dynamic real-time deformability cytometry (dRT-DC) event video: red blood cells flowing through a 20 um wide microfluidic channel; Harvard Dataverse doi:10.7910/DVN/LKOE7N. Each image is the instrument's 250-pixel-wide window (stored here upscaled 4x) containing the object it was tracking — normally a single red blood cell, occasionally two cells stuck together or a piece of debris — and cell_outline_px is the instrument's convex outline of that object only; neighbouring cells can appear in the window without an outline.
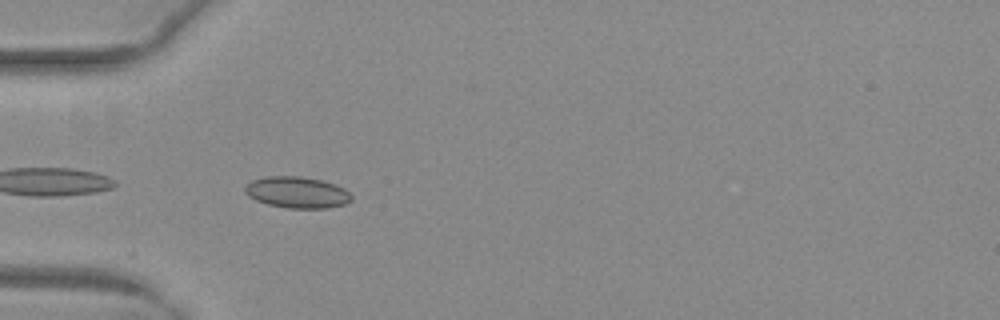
{"species": "common noctule bat (a hibernating species)", "species_latin": "Nyctalus noctula", "temperature_condition": "warm", "stored_images_in_passage": 10, "camera_frame_rate_fps": 3000, "um_per_image_px": 0.085, "animal": {"sex": "female", "body_mass_g": 29.2, "forearm_length_mm": 56.3}, "frame": {"image": 1, "passage_image": 2, "time_ms": 0.333, "image_size_px": [1000, 320], "cell_outline_px": [[352, 200], [344, 204], [328, 208], [288, 208], [268, 204], [256, 200], [248, 196], [244, 192], [244, 188], [252, 180], [268, 176], [300, 176], [320, 180], [336, 184], [344, 188], [352, 196]], "centroid_in_image_um": [25.25, 16.35], "position_along_channel_um": 59.7, "area_um2": 19.42}}
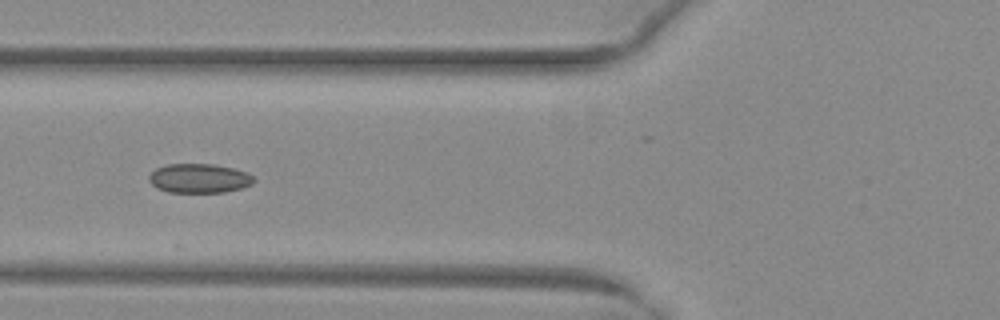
{"frame": {"image": 2, "passage_image": 6, "time_ms": 1.667, "image_size_px": [1000, 320], "cell_outline_px": [[256, 180], [252, 184], [240, 188], [224, 192], [168, 192], [156, 188], [148, 180], [148, 176], [156, 168], [168, 164], [212, 164], [232, 168], [248, 172]], "centroid_in_image_um": [16.92, 15.16], "position_along_channel_um": 108.9, "area_um2": 17.86}}
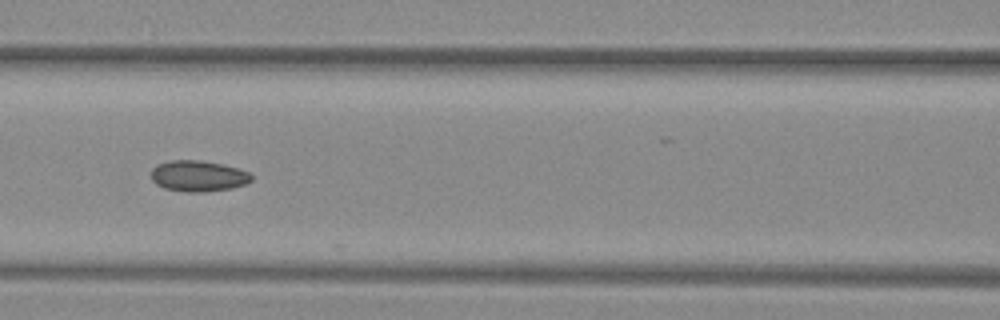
{"frame": {"image": 3, "passage_image": 9, "time_ms": 2.667, "image_size_px": [1000, 320], "cell_outline_px": [[252, 180], [244, 184], [232, 188], [204, 192], [184, 192], [164, 188], [156, 184], [152, 180], [152, 168], [156, 164], [172, 160], [200, 160], [220, 164], [236, 168], [248, 172], [252, 176]], "centroid_in_image_um": [16.82, 14.97], "position_along_channel_um": 149.8, "area_um2": 18.03}}